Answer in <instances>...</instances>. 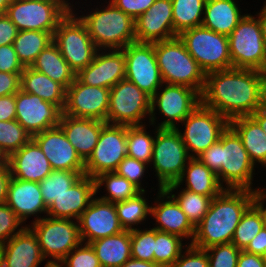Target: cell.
<instances>
[{
    "instance_id": "6da1fadb",
    "label": "cell",
    "mask_w": 266,
    "mask_h": 267,
    "mask_svg": "<svg viewBox=\"0 0 266 267\" xmlns=\"http://www.w3.org/2000/svg\"><path fill=\"white\" fill-rule=\"evenodd\" d=\"M266 103V73L231 68L205 74L201 104L228 121L251 116Z\"/></svg>"
},
{
    "instance_id": "7a4b0ae2",
    "label": "cell",
    "mask_w": 266,
    "mask_h": 267,
    "mask_svg": "<svg viewBox=\"0 0 266 267\" xmlns=\"http://www.w3.org/2000/svg\"><path fill=\"white\" fill-rule=\"evenodd\" d=\"M256 191L225 188L210 203L207 213L195 227L191 245L208 249L231 243L243 214L253 204Z\"/></svg>"
},
{
    "instance_id": "3957f363",
    "label": "cell",
    "mask_w": 266,
    "mask_h": 267,
    "mask_svg": "<svg viewBox=\"0 0 266 267\" xmlns=\"http://www.w3.org/2000/svg\"><path fill=\"white\" fill-rule=\"evenodd\" d=\"M197 158L217 175L220 184L223 181L227 184V189L254 191L251 185L255 165L241 138L230 126L221 134L218 141Z\"/></svg>"
},
{
    "instance_id": "277c9868",
    "label": "cell",
    "mask_w": 266,
    "mask_h": 267,
    "mask_svg": "<svg viewBox=\"0 0 266 267\" xmlns=\"http://www.w3.org/2000/svg\"><path fill=\"white\" fill-rule=\"evenodd\" d=\"M154 51L164 84L184 85L201 95L205 85V73L179 36L154 42Z\"/></svg>"
},
{
    "instance_id": "5b68a950",
    "label": "cell",
    "mask_w": 266,
    "mask_h": 267,
    "mask_svg": "<svg viewBox=\"0 0 266 267\" xmlns=\"http://www.w3.org/2000/svg\"><path fill=\"white\" fill-rule=\"evenodd\" d=\"M79 18L98 50L123 49L136 42L135 20L111 2L105 9Z\"/></svg>"
},
{
    "instance_id": "8992f818",
    "label": "cell",
    "mask_w": 266,
    "mask_h": 267,
    "mask_svg": "<svg viewBox=\"0 0 266 267\" xmlns=\"http://www.w3.org/2000/svg\"><path fill=\"white\" fill-rule=\"evenodd\" d=\"M178 36L205 74L233 68L227 35L198 26L186 29Z\"/></svg>"
},
{
    "instance_id": "52a82bcc",
    "label": "cell",
    "mask_w": 266,
    "mask_h": 267,
    "mask_svg": "<svg viewBox=\"0 0 266 267\" xmlns=\"http://www.w3.org/2000/svg\"><path fill=\"white\" fill-rule=\"evenodd\" d=\"M67 1L12 0L6 15L19 31H42L52 35L72 10Z\"/></svg>"
},
{
    "instance_id": "ba28073f",
    "label": "cell",
    "mask_w": 266,
    "mask_h": 267,
    "mask_svg": "<svg viewBox=\"0 0 266 267\" xmlns=\"http://www.w3.org/2000/svg\"><path fill=\"white\" fill-rule=\"evenodd\" d=\"M228 39L233 68L255 69L266 73V44L258 19L245 14Z\"/></svg>"
},
{
    "instance_id": "9c48e42d",
    "label": "cell",
    "mask_w": 266,
    "mask_h": 267,
    "mask_svg": "<svg viewBox=\"0 0 266 267\" xmlns=\"http://www.w3.org/2000/svg\"><path fill=\"white\" fill-rule=\"evenodd\" d=\"M31 229L38 238L43 257H52L45 267H56L75 247L80 245L79 224L72 219L37 218Z\"/></svg>"
},
{
    "instance_id": "30bf717a",
    "label": "cell",
    "mask_w": 266,
    "mask_h": 267,
    "mask_svg": "<svg viewBox=\"0 0 266 267\" xmlns=\"http://www.w3.org/2000/svg\"><path fill=\"white\" fill-rule=\"evenodd\" d=\"M156 129L151 162L157 172L159 189H164L179 180L188 163L187 160L194 157V154L188 153L176 128L157 127Z\"/></svg>"
},
{
    "instance_id": "8fae6325",
    "label": "cell",
    "mask_w": 266,
    "mask_h": 267,
    "mask_svg": "<svg viewBox=\"0 0 266 267\" xmlns=\"http://www.w3.org/2000/svg\"><path fill=\"white\" fill-rule=\"evenodd\" d=\"M74 15L71 10L59 22L53 34V42L70 68L77 74L93 61L98 49L84 23Z\"/></svg>"
},
{
    "instance_id": "7c38bea8",
    "label": "cell",
    "mask_w": 266,
    "mask_h": 267,
    "mask_svg": "<svg viewBox=\"0 0 266 267\" xmlns=\"http://www.w3.org/2000/svg\"><path fill=\"white\" fill-rule=\"evenodd\" d=\"M150 113L151 97L133 82L125 78L110 89L108 124L141 126L142 118Z\"/></svg>"
},
{
    "instance_id": "4fadbf2b",
    "label": "cell",
    "mask_w": 266,
    "mask_h": 267,
    "mask_svg": "<svg viewBox=\"0 0 266 267\" xmlns=\"http://www.w3.org/2000/svg\"><path fill=\"white\" fill-rule=\"evenodd\" d=\"M185 125L184 133L179 131L188 153L194 152L197 157L220 139L229 126V121L213 109L201 103L181 122Z\"/></svg>"
},
{
    "instance_id": "5bb4252c",
    "label": "cell",
    "mask_w": 266,
    "mask_h": 267,
    "mask_svg": "<svg viewBox=\"0 0 266 267\" xmlns=\"http://www.w3.org/2000/svg\"><path fill=\"white\" fill-rule=\"evenodd\" d=\"M127 126L106 123L92 155L85 162V175L95 179L102 173L115 172L127 156Z\"/></svg>"
},
{
    "instance_id": "9a60e30c",
    "label": "cell",
    "mask_w": 266,
    "mask_h": 267,
    "mask_svg": "<svg viewBox=\"0 0 266 267\" xmlns=\"http://www.w3.org/2000/svg\"><path fill=\"white\" fill-rule=\"evenodd\" d=\"M122 50L125 55V78L152 97L164 84L157 64L154 43L134 42Z\"/></svg>"
},
{
    "instance_id": "2e32d148",
    "label": "cell",
    "mask_w": 266,
    "mask_h": 267,
    "mask_svg": "<svg viewBox=\"0 0 266 267\" xmlns=\"http://www.w3.org/2000/svg\"><path fill=\"white\" fill-rule=\"evenodd\" d=\"M151 97V124L155 122L156 104L158 110L167 120L161 122L158 128H177L176 122H182L200 103L201 95L194 89L184 86L168 84ZM176 121V122H175Z\"/></svg>"
},
{
    "instance_id": "e0dca14e",
    "label": "cell",
    "mask_w": 266,
    "mask_h": 267,
    "mask_svg": "<svg viewBox=\"0 0 266 267\" xmlns=\"http://www.w3.org/2000/svg\"><path fill=\"white\" fill-rule=\"evenodd\" d=\"M110 89L83 84L77 77L66 89L63 114L107 123Z\"/></svg>"
},
{
    "instance_id": "ac0fdd59",
    "label": "cell",
    "mask_w": 266,
    "mask_h": 267,
    "mask_svg": "<svg viewBox=\"0 0 266 267\" xmlns=\"http://www.w3.org/2000/svg\"><path fill=\"white\" fill-rule=\"evenodd\" d=\"M16 121L31 134L59 126L63 111L51 102L44 101L38 95L23 92L15 94Z\"/></svg>"
},
{
    "instance_id": "d6986e66",
    "label": "cell",
    "mask_w": 266,
    "mask_h": 267,
    "mask_svg": "<svg viewBox=\"0 0 266 267\" xmlns=\"http://www.w3.org/2000/svg\"><path fill=\"white\" fill-rule=\"evenodd\" d=\"M32 139L49 160L52 170L76 171L82 176L85 175V162L68 141L60 126L37 133Z\"/></svg>"
},
{
    "instance_id": "ffe728a7",
    "label": "cell",
    "mask_w": 266,
    "mask_h": 267,
    "mask_svg": "<svg viewBox=\"0 0 266 267\" xmlns=\"http://www.w3.org/2000/svg\"><path fill=\"white\" fill-rule=\"evenodd\" d=\"M77 222L82 243L87 240L85 243L89 244L124 231L115 204L100 198L92 199Z\"/></svg>"
},
{
    "instance_id": "44dd1931",
    "label": "cell",
    "mask_w": 266,
    "mask_h": 267,
    "mask_svg": "<svg viewBox=\"0 0 266 267\" xmlns=\"http://www.w3.org/2000/svg\"><path fill=\"white\" fill-rule=\"evenodd\" d=\"M137 43H154L178 36L173 28L171 0H155L154 4L135 20Z\"/></svg>"
},
{
    "instance_id": "7402d4cb",
    "label": "cell",
    "mask_w": 266,
    "mask_h": 267,
    "mask_svg": "<svg viewBox=\"0 0 266 267\" xmlns=\"http://www.w3.org/2000/svg\"><path fill=\"white\" fill-rule=\"evenodd\" d=\"M109 52L103 54V52L99 53L98 50L93 61L86 68L81 69L76 77L83 84L109 89L125 79V55L123 50L112 49Z\"/></svg>"
},
{
    "instance_id": "603a6c76",
    "label": "cell",
    "mask_w": 266,
    "mask_h": 267,
    "mask_svg": "<svg viewBox=\"0 0 266 267\" xmlns=\"http://www.w3.org/2000/svg\"><path fill=\"white\" fill-rule=\"evenodd\" d=\"M6 162L12 177L18 180L40 183L52 172L49 160L33 139L11 154Z\"/></svg>"
},
{
    "instance_id": "cb8c5ba5",
    "label": "cell",
    "mask_w": 266,
    "mask_h": 267,
    "mask_svg": "<svg viewBox=\"0 0 266 267\" xmlns=\"http://www.w3.org/2000/svg\"><path fill=\"white\" fill-rule=\"evenodd\" d=\"M96 193L95 179L83 175L48 207L47 214L51 218H75L78 221Z\"/></svg>"
},
{
    "instance_id": "d4e9b609",
    "label": "cell",
    "mask_w": 266,
    "mask_h": 267,
    "mask_svg": "<svg viewBox=\"0 0 266 267\" xmlns=\"http://www.w3.org/2000/svg\"><path fill=\"white\" fill-rule=\"evenodd\" d=\"M105 124L106 122L97 119L77 118L63 113L59 122L68 141L84 162L92 155Z\"/></svg>"
},
{
    "instance_id": "484cf974",
    "label": "cell",
    "mask_w": 266,
    "mask_h": 267,
    "mask_svg": "<svg viewBox=\"0 0 266 267\" xmlns=\"http://www.w3.org/2000/svg\"><path fill=\"white\" fill-rule=\"evenodd\" d=\"M43 260L38 238L29 226L3 245V267H38Z\"/></svg>"
},
{
    "instance_id": "4316f807",
    "label": "cell",
    "mask_w": 266,
    "mask_h": 267,
    "mask_svg": "<svg viewBox=\"0 0 266 267\" xmlns=\"http://www.w3.org/2000/svg\"><path fill=\"white\" fill-rule=\"evenodd\" d=\"M158 199H161L159 204L151 206V215L156 219L159 226L153 229L163 231L170 234H175L181 238H191L192 241L195 235V227L190 223L185 213L176 200L164 189H159Z\"/></svg>"
},
{
    "instance_id": "83f0119b",
    "label": "cell",
    "mask_w": 266,
    "mask_h": 267,
    "mask_svg": "<svg viewBox=\"0 0 266 267\" xmlns=\"http://www.w3.org/2000/svg\"><path fill=\"white\" fill-rule=\"evenodd\" d=\"M24 222L29 215L47 213L39 183L11 178L5 202Z\"/></svg>"
},
{
    "instance_id": "f1b7e54d",
    "label": "cell",
    "mask_w": 266,
    "mask_h": 267,
    "mask_svg": "<svg viewBox=\"0 0 266 267\" xmlns=\"http://www.w3.org/2000/svg\"><path fill=\"white\" fill-rule=\"evenodd\" d=\"M187 165L184 168L179 180L175 183L167 185L164 188L165 191H175V189L180 187L185 178L187 183L185 190H189L204 196H209L212 199L225 189V187H223L224 185L220 184L217 175L197 157H192L190 160H188Z\"/></svg>"
},
{
    "instance_id": "f546056e",
    "label": "cell",
    "mask_w": 266,
    "mask_h": 267,
    "mask_svg": "<svg viewBox=\"0 0 266 267\" xmlns=\"http://www.w3.org/2000/svg\"><path fill=\"white\" fill-rule=\"evenodd\" d=\"M238 8L235 0H206L202 26L229 36L245 16Z\"/></svg>"
},
{
    "instance_id": "4dcf8cb0",
    "label": "cell",
    "mask_w": 266,
    "mask_h": 267,
    "mask_svg": "<svg viewBox=\"0 0 266 267\" xmlns=\"http://www.w3.org/2000/svg\"><path fill=\"white\" fill-rule=\"evenodd\" d=\"M20 89L23 92L38 95L44 101L51 102L62 111L66 103V89L50 77L30 67L21 73Z\"/></svg>"
},
{
    "instance_id": "1f68e13d",
    "label": "cell",
    "mask_w": 266,
    "mask_h": 267,
    "mask_svg": "<svg viewBox=\"0 0 266 267\" xmlns=\"http://www.w3.org/2000/svg\"><path fill=\"white\" fill-rule=\"evenodd\" d=\"M102 267H121L131 256L130 230L89 243Z\"/></svg>"
},
{
    "instance_id": "d6a6232c",
    "label": "cell",
    "mask_w": 266,
    "mask_h": 267,
    "mask_svg": "<svg viewBox=\"0 0 266 267\" xmlns=\"http://www.w3.org/2000/svg\"><path fill=\"white\" fill-rule=\"evenodd\" d=\"M229 126L238 134L250 159L266 166V133L252 116H243L229 121Z\"/></svg>"
},
{
    "instance_id": "836d02e7",
    "label": "cell",
    "mask_w": 266,
    "mask_h": 267,
    "mask_svg": "<svg viewBox=\"0 0 266 267\" xmlns=\"http://www.w3.org/2000/svg\"><path fill=\"white\" fill-rule=\"evenodd\" d=\"M30 68L44 73L53 81L67 89L76 78V73L61 55L57 45L52 42L37 56Z\"/></svg>"
},
{
    "instance_id": "e575fe53",
    "label": "cell",
    "mask_w": 266,
    "mask_h": 267,
    "mask_svg": "<svg viewBox=\"0 0 266 267\" xmlns=\"http://www.w3.org/2000/svg\"><path fill=\"white\" fill-rule=\"evenodd\" d=\"M53 42V35L42 31H18L14 48L24 67H30L37 56Z\"/></svg>"
},
{
    "instance_id": "d590c367",
    "label": "cell",
    "mask_w": 266,
    "mask_h": 267,
    "mask_svg": "<svg viewBox=\"0 0 266 267\" xmlns=\"http://www.w3.org/2000/svg\"><path fill=\"white\" fill-rule=\"evenodd\" d=\"M173 28L179 35L182 31L202 26L206 0H171Z\"/></svg>"
},
{
    "instance_id": "8d00e7d4",
    "label": "cell",
    "mask_w": 266,
    "mask_h": 267,
    "mask_svg": "<svg viewBox=\"0 0 266 267\" xmlns=\"http://www.w3.org/2000/svg\"><path fill=\"white\" fill-rule=\"evenodd\" d=\"M82 175L76 171L52 170L40 183L43 200L49 207L62 196Z\"/></svg>"
},
{
    "instance_id": "74e56055",
    "label": "cell",
    "mask_w": 266,
    "mask_h": 267,
    "mask_svg": "<svg viewBox=\"0 0 266 267\" xmlns=\"http://www.w3.org/2000/svg\"><path fill=\"white\" fill-rule=\"evenodd\" d=\"M103 183L106 184L109 195L103 196L100 199L110 203L125 201L141 192L135 185L116 172H106L97 176L95 178L96 191H98Z\"/></svg>"
},
{
    "instance_id": "f35d334b",
    "label": "cell",
    "mask_w": 266,
    "mask_h": 267,
    "mask_svg": "<svg viewBox=\"0 0 266 267\" xmlns=\"http://www.w3.org/2000/svg\"><path fill=\"white\" fill-rule=\"evenodd\" d=\"M145 191H141L135 197L115 204L117 216L124 230H133L132 225H138L151 213V206L143 197Z\"/></svg>"
},
{
    "instance_id": "ab89813d",
    "label": "cell",
    "mask_w": 266,
    "mask_h": 267,
    "mask_svg": "<svg viewBox=\"0 0 266 267\" xmlns=\"http://www.w3.org/2000/svg\"><path fill=\"white\" fill-rule=\"evenodd\" d=\"M264 227V221L260 210L252 204L243 214L237 225L231 243L238 249L245 250L251 240Z\"/></svg>"
},
{
    "instance_id": "60d3db41",
    "label": "cell",
    "mask_w": 266,
    "mask_h": 267,
    "mask_svg": "<svg viewBox=\"0 0 266 267\" xmlns=\"http://www.w3.org/2000/svg\"><path fill=\"white\" fill-rule=\"evenodd\" d=\"M182 241L178 235L155 229L154 263L171 267L183 252Z\"/></svg>"
},
{
    "instance_id": "b9f144b4",
    "label": "cell",
    "mask_w": 266,
    "mask_h": 267,
    "mask_svg": "<svg viewBox=\"0 0 266 267\" xmlns=\"http://www.w3.org/2000/svg\"><path fill=\"white\" fill-rule=\"evenodd\" d=\"M32 139L16 120L0 121V154L7 159Z\"/></svg>"
},
{
    "instance_id": "7bdbcfd3",
    "label": "cell",
    "mask_w": 266,
    "mask_h": 267,
    "mask_svg": "<svg viewBox=\"0 0 266 267\" xmlns=\"http://www.w3.org/2000/svg\"><path fill=\"white\" fill-rule=\"evenodd\" d=\"M155 139L145 131V125L127 126V156L150 163Z\"/></svg>"
},
{
    "instance_id": "ee69618b",
    "label": "cell",
    "mask_w": 266,
    "mask_h": 267,
    "mask_svg": "<svg viewBox=\"0 0 266 267\" xmlns=\"http://www.w3.org/2000/svg\"><path fill=\"white\" fill-rule=\"evenodd\" d=\"M179 204L190 223L196 227L208 211L212 198L185 190L176 197L175 194L168 192Z\"/></svg>"
},
{
    "instance_id": "f6af8a7d",
    "label": "cell",
    "mask_w": 266,
    "mask_h": 267,
    "mask_svg": "<svg viewBox=\"0 0 266 267\" xmlns=\"http://www.w3.org/2000/svg\"><path fill=\"white\" fill-rule=\"evenodd\" d=\"M131 256L133 259L154 262L155 229L130 230Z\"/></svg>"
},
{
    "instance_id": "bcb514c9",
    "label": "cell",
    "mask_w": 266,
    "mask_h": 267,
    "mask_svg": "<svg viewBox=\"0 0 266 267\" xmlns=\"http://www.w3.org/2000/svg\"><path fill=\"white\" fill-rule=\"evenodd\" d=\"M205 250L208 255L209 267H237L241 250L233 243L215 245Z\"/></svg>"
},
{
    "instance_id": "7dc6e473",
    "label": "cell",
    "mask_w": 266,
    "mask_h": 267,
    "mask_svg": "<svg viewBox=\"0 0 266 267\" xmlns=\"http://www.w3.org/2000/svg\"><path fill=\"white\" fill-rule=\"evenodd\" d=\"M84 244L81 242L56 267H102L92 246Z\"/></svg>"
},
{
    "instance_id": "c3c4849f",
    "label": "cell",
    "mask_w": 266,
    "mask_h": 267,
    "mask_svg": "<svg viewBox=\"0 0 266 267\" xmlns=\"http://www.w3.org/2000/svg\"><path fill=\"white\" fill-rule=\"evenodd\" d=\"M21 223H23L22 220L6 203L0 205V245L3 246L14 235L25 228L21 227L16 231Z\"/></svg>"
},
{
    "instance_id": "681fc988",
    "label": "cell",
    "mask_w": 266,
    "mask_h": 267,
    "mask_svg": "<svg viewBox=\"0 0 266 267\" xmlns=\"http://www.w3.org/2000/svg\"><path fill=\"white\" fill-rule=\"evenodd\" d=\"M147 163L134 159L132 157L126 156L118 165L116 169V173L128 181H130L133 185H135L140 191H145L141 187L140 179L144 175Z\"/></svg>"
},
{
    "instance_id": "f907efd6",
    "label": "cell",
    "mask_w": 266,
    "mask_h": 267,
    "mask_svg": "<svg viewBox=\"0 0 266 267\" xmlns=\"http://www.w3.org/2000/svg\"><path fill=\"white\" fill-rule=\"evenodd\" d=\"M186 256L182 255L174 262L171 267H209L208 255L206 250L199 249L189 244Z\"/></svg>"
},
{
    "instance_id": "816d5d0a",
    "label": "cell",
    "mask_w": 266,
    "mask_h": 267,
    "mask_svg": "<svg viewBox=\"0 0 266 267\" xmlns=\"http://www.w3.org/2000/svg\"><path fill=\"white\" fill-rule=\"evenodd\" d=\"M24 68L13 44L0 46V72L22 73Z\"/></svg>"
},
{
    "instance_id": "f5cc1de1",
    "label": "cell",
    "mask_w": 266,
    "mask_h": 267,
    "mask_svg": "<svg viewBox=\"0 0 266 267\" xmlns=\"http://www.w3.org/2000/svg\"><path fill=\"white\" fill-rule=\"evenodd\" d=\"M154 2L155 0H111L112 4L134 20L145 13Z\"/></svg>"
},
{
    "instance_id": "db71d44e",
    "label": "cell",
    "mask_w": 266,
    "mask_h": 267,
    "mask_svg": "<svg viewBox=\"0 0 266 267\" xmlns=\"http://www.w3.org/2000/svg\"><path fill=\"white\" fill-rule=\"evenodd\" d=\"M21 73L0 72V97L16 94L20 90Z\"/></svg>"
},
{
    "instance_id": "11a10c76",
    "label": "cell",
    "mask_w": 266,
    "mask_h": 267,
    "mask_svg": "<svg viewBox=\"0 0 266 267\" xmlns=\"http://www.w3.org/2000/svg\"><path fill=\"white\" fill-rule=\"evenodd\" d=\"M18 31L6 14L0 15V46L13 44Z\"/></svg>"
},
{
    "instance_id": "9f6ffc18",
    "label": "cell",
    "mask_w": 266,
    "mask_h": 267,
    "mask_svg": "<svg viewBox=\"0 0 266 267\" xmlns=\"http://www.w3.org/2000/svg\"><path fill=\"white\" fill-rule=\"evenodd\" d=\"M16 120L15 94L0 97V121Z\"/></svg>"
},
{
    "instance_id": "6f0895ef",
    "label": "cell",
    "mask_w": 266,
    "mask_h": 267,
    "mask_svg": "<svg viewBox=\"0 0 266 267\" xmlns=\"http://www.w3.org/2000/svg\"><path fill=\"white\" fill-rule=\"evenodd\" d=\"M248 253L263 255L266 251V228L263 227L260 232L251 240L244 250Z\"/></svg>"
},
{
    "instance_id": "680465c9",
    "label": "cell",
    "mask_w": 266,
    "mask_h": 267,
    "mask_svg": "<svg viewBox=\"0 0 266 267\" xmlns=\"http://www.w3.org/2000/svg\"><path fill=\"white\" fill-rule=\"evenodd\" d=\"M237 267H266L261 255L248 253L241 250L238 260Z\"/></svg>"
},
{
    "instance_id": "91938a15",
    "label": "cell",
    "mask_w": 266,
    "mask_h": 267,
    "mask_svg": "<svg viewBox=\"0 0 266 267\" xmlns=\"http://www.w3.org/2000/svg\"><path fill=\"white\" fill-rule=\"evenodd\" d=\"M12 178L10 168L5 161L0 166V205L5 204L7 199V192H8V186L9 182Z\"/></svg>"
},
{
    "instance_id": "94428289",
    "label": "cell",
    "mask_w": 266,
    "mask_h": 267,
    "mask_svg": "<svg viewBox=\"0 0 266 267\" xmlns=\"http://www.w3.org/2000/svg\"><path fill=\"white\" fill-rule=\"evenodd\" d=\"M256 191L255 198L253 204L260 210L263 221H264V227L266 228V207L264 208V200L266 199V192L265 189H254Z\"/></svg>"
},
{
    "instance_id": "6125c7cd",
    "label": "cell",
    "mask_w": 266,
    "mask_h": 267,
    "mask_svg": "<svg viewBox=\"0 0 266 267\" xmlns=\"http://www.w3.org/2000/svg\"><path fill=\"white\" fill-rule=\"evenodd\" d=\"M266 133V103L251 115Z\"/></svg>"
},
{
    "instance_id": "be15d7a7",
    "label": "cell",
    "mask_w": 266,
    "mask_h": 267,
    "mask_svg": "<svg viewBox=\"0 0 266 267\" xmlns=\"http://www.w3.org/2000/svg\"><path fill=\"white\" fill-rule=\"evenodd\" d=\"M121 267H162L159 264L154 262L140 261L133 258H130L123 266Z\"/></svg>"
},
{
    "instance_id": "e7e4bbea",
    "label": "cell",
    "mask_w": 266,
    "mask_h": 267,
    "mask_svg": "<svg viewBox=\"0 0 266 267\" xmlns=\"http://www.w3.org/2000/svg\"><path fill=\"white\" fill-rule=\"evenodd\" d=\"M258 21L261 26L262 35L266 44V7L264 6L262 10L258 13Z\"/></svg>"
},
{
    "instance_id": "03108f58",
    "label": "cell",
    "mask_w": 266,
    "mask_h": 267,
    "mask_svg": "<svg viewBox=\"0 0 266 267\" xmlns=\"http://www.w3.org/2000/svg\"><path fill=\"white\" fill-rule=\"evenodd\" d=\"M12 0H0V15L6 14L7 8Z\"/></svg>"
},
{
    "instance_id": "003e7915",
    "label": "cell",
    "mask_w": 266,
    "mask_h": 267,
    "mask_svg": "<svg viewBox=\"0 0 266 267\" xmlns=\"http://www.w3.org/2000/svg\"><path fill=\"white\" fill-rule=\"evenodd\" d=\"M0 267H3V246L0 245Z\"/></svg>"
},
{
    "instance_id": "a7ac6f4b",
    "label": "cell",
    "mask_w": 266,
    "mask_h": 267,
    "mask_svg": "<svg viewBox=\"0 0 266 267\" xmlns=\"http://www.w3.org/2000/svg\"><path fill=\"white\" fill-rule=\"evenodd\" d=\"M6 161V159L0 154V166Z\"/></svg>"
},
{
    "instance_id": "89a4df30",
    "label": "cell",
    "mask_w": 266,
    "mask_h": 267,
    "mask_svg": "<svg viewBox=\"0 0 266 267\" xmlns=\"http://www.w3.org/2000/svg\"><path fill=\"white\" fill-rule=\"evenodd\" d=\"M262 257H263V261H264L265 266H266V251L264 252V254L262 255Z\"/></svg>"
},
{
    "instance_id": "2644e50d",
    "label": "cell",
    "mask_w": 266,
    "mask_h": 267,
    "mask_svg": "<svg viewBox=\"0 0 266 267\" xmlns=\"http://www.w3.org/2000/svg\"><path fill=\"white\" fill-rule=\"evenodd\" d=\"M50 1H66V0H50Z\"/></svg>"
}]
</instances>
